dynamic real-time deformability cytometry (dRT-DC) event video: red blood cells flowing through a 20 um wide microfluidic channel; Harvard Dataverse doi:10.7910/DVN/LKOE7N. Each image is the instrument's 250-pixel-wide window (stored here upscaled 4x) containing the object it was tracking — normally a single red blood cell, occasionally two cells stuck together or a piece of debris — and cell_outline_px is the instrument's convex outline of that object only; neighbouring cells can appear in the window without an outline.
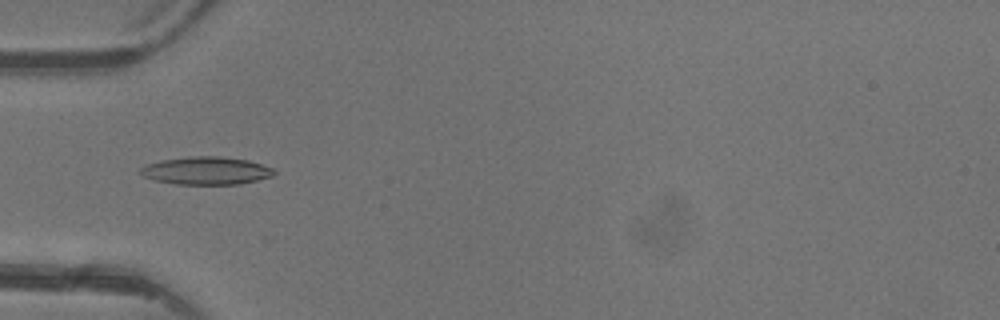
{"species": "common noctule bat (a hibernating species)", "species_latin": "Nyctalus noctula", "temperature_condition": "warm", "stored_images_in_passage": 3, "camera_frame_rate_fps": 3000, "um_per_image_px": 0.085, "animal": {"sex": "female"}, "frame": {"image": 1, "passage_image": 3, "time_ms": 2.333, "image_size_px": [1000, 320], "cell_outline_px": [[276, 172], [272, 176], [240, 184], [176, 184], [156, 180], [144, 176], [136, 172], [144, 164], [160, 160], [188, 156], [220, 156], [248, 160], [272, 168]], "centroid_in_image_um": [17.47, 14.5], "position_along_channel_um": 67.5, "area_um2": 21.73}}